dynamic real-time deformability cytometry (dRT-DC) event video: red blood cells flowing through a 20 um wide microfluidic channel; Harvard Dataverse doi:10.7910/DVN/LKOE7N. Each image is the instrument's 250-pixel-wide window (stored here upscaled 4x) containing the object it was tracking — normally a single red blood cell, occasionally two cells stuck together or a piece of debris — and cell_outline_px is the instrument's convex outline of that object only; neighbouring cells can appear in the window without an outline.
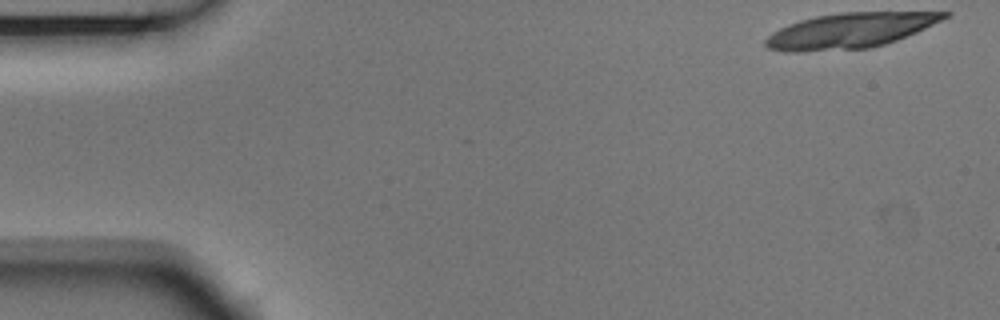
{"species": "Egyptian fruit bat (a non-hibernating species)", "species_latin": "Rousettus aegyptiacus", "temperature_condition": "room temperature", "stored_images_in_passage": 3, "camera_frame_rate_fps": 3000, "um_per_image_px": 0.085, "animal": {"sex": "male"}, "frame": {"image": 1, "passage_image": 1, "time_ms": 0.0, "image_size_px": [1000, 320], "cell_outline_px": [[952, 12], [948, 16], [916, 32], [896, 40], [872, 48], [800, 52], [784, 52], [768, 48], [764, 44], [764, 40], [772, 32], [788, 24], [800, 20], [816, 16], [840, 12]], "centroid_in_image_um": [72.18, 2.61], "position_along_channel_um": 12.8, "area_um2": 36.47}}